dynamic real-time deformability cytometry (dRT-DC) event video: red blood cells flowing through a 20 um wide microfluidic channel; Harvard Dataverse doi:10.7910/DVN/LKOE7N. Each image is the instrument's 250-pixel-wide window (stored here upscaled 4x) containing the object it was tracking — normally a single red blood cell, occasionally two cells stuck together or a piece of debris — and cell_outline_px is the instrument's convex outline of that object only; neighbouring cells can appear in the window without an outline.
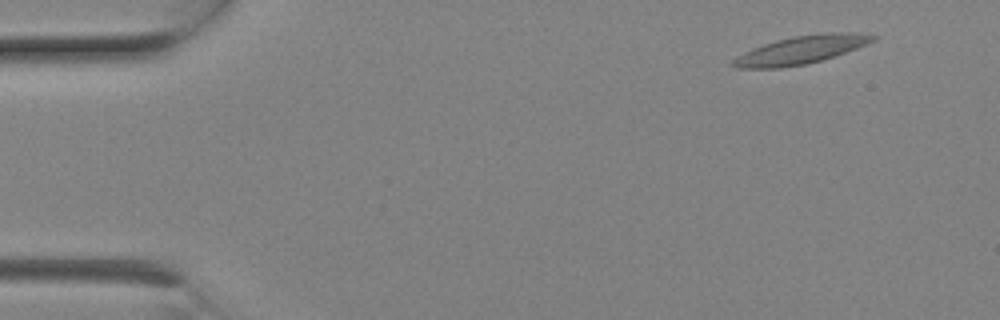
{"species": "Egyptian fruit bat (a non-hibernating species)", "species_latin": "Rousettus aegyptiacus", "temperature_condition": "room temperature", "stored_images_in_passage": 9, "camera_frame_rate_fps": 3000, "um_per_image_px": 0.085, "animal": {"sex": "female"}, "frame": {"image": 1, "passage_image": 2, "time_ms": 0.333, "image_size_px": [1000, 320], "cell_outline_px": [[876, 40], [856, 48], [808, 64], [780, 68], [736, 68], [728, 64], [736, 56], [752, 48], [776, 40], [796, 36], [828, 32], [860, 32], [876, 36]], "centroid_in_image_um": [68.04, 4.24], "position_along_channel_um": 17.0, "area_um2": 22.77}}
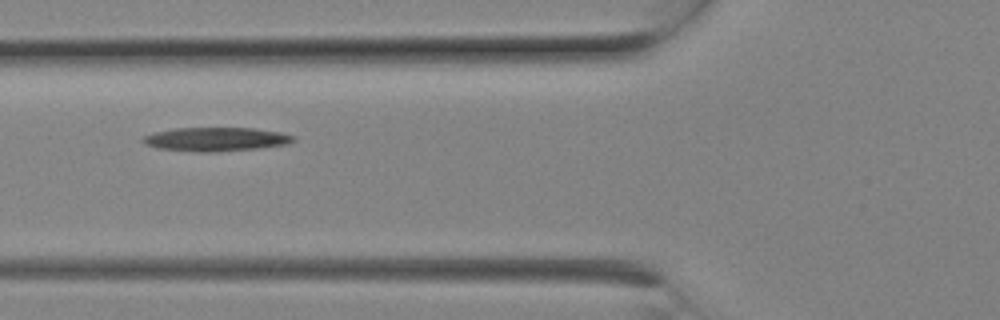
{"frame": {"image": 2, "passage_image": 8, "time_ms": 2.333, "image_size_px": [1000, 320], "cell_outline_px": [[296, 140], [288, 144], [256, 148], [212, 152], [200, 152], [156, 148], [144, 144], [140, 140], [144, 136], [152, 132], [176, 128], [252, 128], [280, 132], [296, 136]], "centroid_in_image_um": [18.32, 11.83], "position_along_channel_um": 107.5, "area_um2": 20.92}}
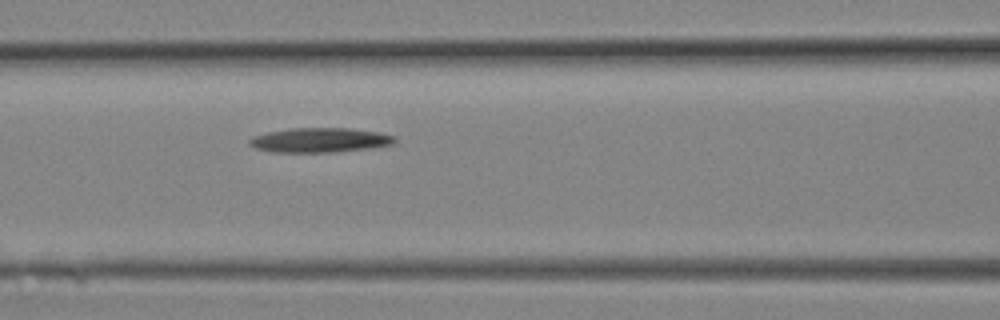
{"frame": {"image": 3, "passage_image": 9, "time_ms": 2.667, "image_size_px": [1000, 320], "cell_outline_px": [[396, 140], [392, 144], [372, 148], [332, 152], [272, 152], [256, 148], [248, 144], [248, 140], [252, 136], [268, 132], [288, 128], [348, 128], [376, 132], [396, 136]], "centroid_in_image_um": [27.15, 11.91], "position_along_channel_um": 139.4, "area_um2": 20.81}}